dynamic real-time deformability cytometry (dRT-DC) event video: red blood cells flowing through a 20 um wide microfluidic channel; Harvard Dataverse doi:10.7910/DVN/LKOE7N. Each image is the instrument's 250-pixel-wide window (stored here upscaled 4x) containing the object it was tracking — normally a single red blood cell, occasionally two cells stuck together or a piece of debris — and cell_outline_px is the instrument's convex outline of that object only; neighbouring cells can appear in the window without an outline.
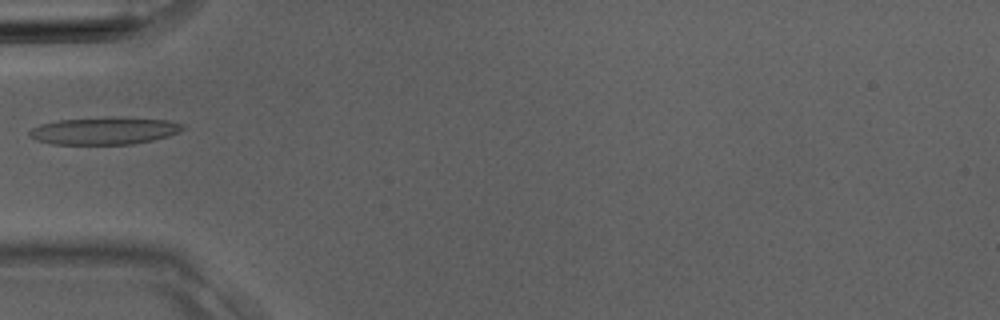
{"species": "Egyptian fruit bat (a non-hibernating species)", "species_latin": "Rousettus aegyptiacus", "temperature_condition": "room temperature", "stored_images_in_passage": 3, "camera_frame_rate_fps": 3000, "um_per_image_px": 0.085, "animal": {"sex": "male"}, "frame": {"image": 1, "passage_image": 3, "time_ms": 0.667, "image_size_px": [1000, 320], "cell_outline_px": [[184, 128], [180, 132], [168, 136], [152, 140], [132, 144], [52, 144], [36, 140], [28, 136], [28, 132], [32, 128], [40, 124], [60, 120], [168, 120], [184, 124]], "centroid_in_image_um": [8.82, 11.18], "position_along_channel_um": 76.2, "area_um2": 23.06}}